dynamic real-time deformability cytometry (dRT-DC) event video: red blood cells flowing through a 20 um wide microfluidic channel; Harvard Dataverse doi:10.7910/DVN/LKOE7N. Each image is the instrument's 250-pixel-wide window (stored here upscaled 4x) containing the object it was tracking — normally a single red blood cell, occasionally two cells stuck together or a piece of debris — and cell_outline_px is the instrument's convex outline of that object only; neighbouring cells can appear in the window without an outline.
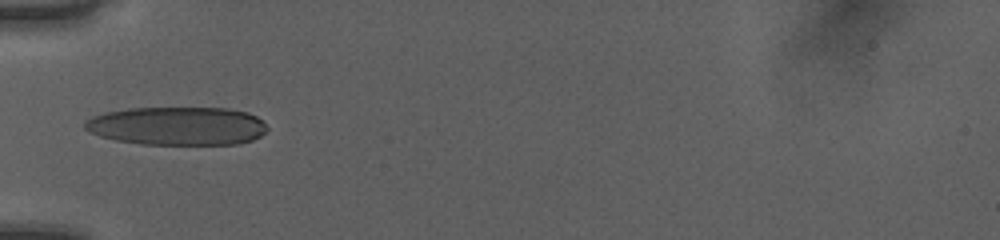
{"species": "human", "species_latin": "Homo sapiens", "temperature_condition": "room temperature", "stored_images_in_passage": 34, "camera_frame_rate_fps": 3000, "um_per_image_px": 0.085, "donor": {"sex": "female"}, "frame": {"image": 1, "passage_image": 1, "time_ms": 0.0, "image_size_px": [1000, 240], "cell_outline_px": [[268, 128], [260, 136], [252, 140], [236, 144], [140, 144], [116, 140], [100, 136], [88, 132], [84, 128], [84, 120], [92, 116], [104, 112], [128, 108], [228, 108], [248, 112], [256, 116]], "centroid_in_image_um": [15.03, 10.7], "position_along_channel_um": 70.0, "area_um2": 40.98}}
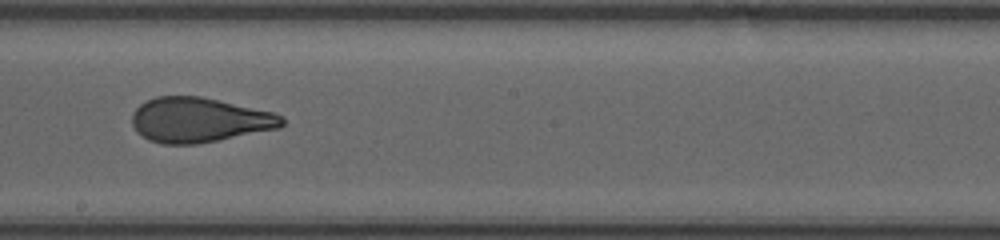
{"frame": {"image": 2, "passage_image": 13, "time_ms": 4.0, "image_size_px": [1000, 240], "cell_outline_px": [[284, 124], [280, 128], [196, 144], [164, 144], [148, 140], [136, 132], [132, 124], [132, 112], [140, 104], [156, 96], [200, 96], [276, 112], [284, 116]], "centroid_in_image_um": [16.94, 10.19], "position_along_channel_um": 231.3, "area_um2": 39.36}}
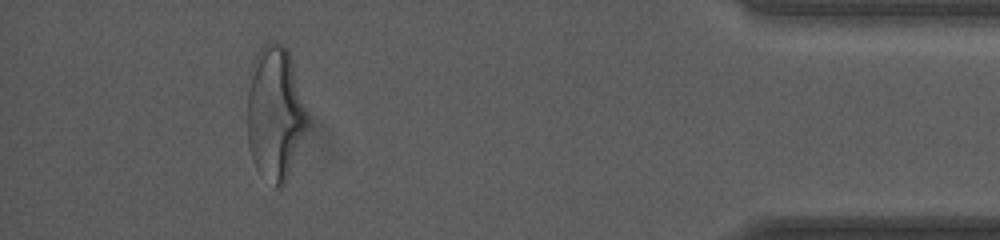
{"frame": {"image": 3, "passage_image": 30, "time_ms": 9.667, "image_size_px": [1000, 240], "cell_outline_px": [[308, 124], [288, 176], [284, 184], [280, 188], [276, 188], [256, 168], [252, 160], [248, 144], [248, 92], [252, 64], [260, 48], [264, 44], [284, 44], [288, 52], [292, 64], [308, 116]], "centroid_in_image_um": [23.37, 9.67], "position_along_channel_um": 411.8, "area_um2": 45.89}, "authors_computed_cell_mechanics": {"area_um2": 40.3155, "velocity_mm_per_s": 4.0602, "shape_relaxation_time_tau1_ms": 6.0945, "shape_relaxation_time_tau2_ms": 1.0598, "deformation_change_tau1": 0.2035, "deformation_change_tau2": 0.0933}}